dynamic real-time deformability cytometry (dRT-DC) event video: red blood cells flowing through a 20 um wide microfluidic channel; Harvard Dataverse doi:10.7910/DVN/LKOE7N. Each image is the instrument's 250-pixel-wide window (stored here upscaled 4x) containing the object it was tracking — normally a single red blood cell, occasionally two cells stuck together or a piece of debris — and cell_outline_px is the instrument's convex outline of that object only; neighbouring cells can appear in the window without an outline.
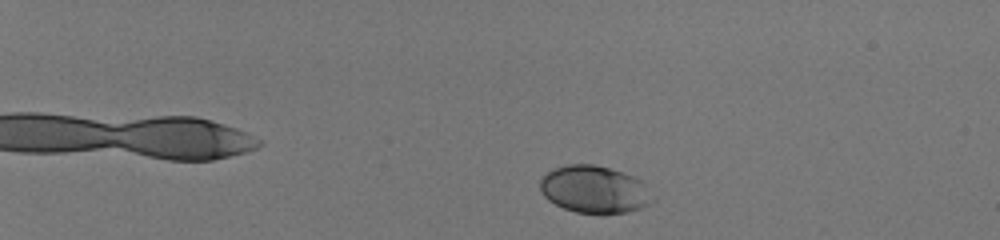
{"species": "human", "species_latin": "Homo sapiens", "temperature_condition": "room temperature", "stored_images_in_passage": 47, "camera_frame_rate_fps": 3000, "um_per_image_px": 0.085, "donor": {"sex": "male"}, "frame": {"image": 1, "passage_image": 4, "time_ms": 1.0, "image_size_px": [1000, 240], "cell_outline_px": [[652, 200], [648, 204], [640, 208], [624, 212], [600, 216], [576, 212], [564, 208], [548, 200], [544, 196], [540, 188], [540, 180], [548, 172], [556, 168], [568, 164], [592, 164], [608, 168], [632, 176], [640, 180]], "centroid_in_image_um": [50.46, 16.13], "position_along_channel_um": 34.5, "area_um2": 30.69}}
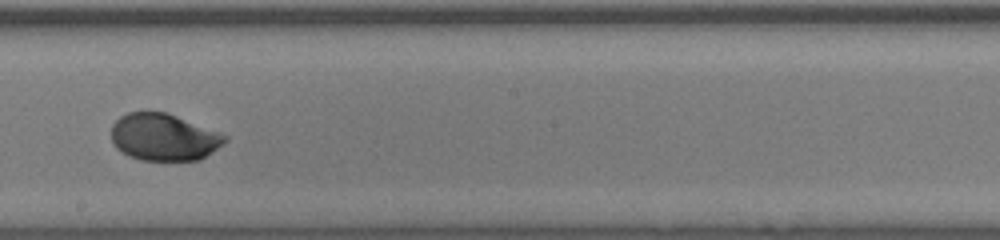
{"frame": {"image": 2, "passage_image": 29, "time_ms": 9.333, "image_size_px": [1000, 240], "cell_outline_px": [[228, 140], [224, 144], [200, 160], [140, 160], [128, 156], [116, 148], [112, 140], [112, 124], [120, 116], [128, 112], [168, 112], [220, 132], [228, 136]], "centroid_in_image_um": [13.94, 11.65], "position_along_channel_um": 234.3, "area_um2": 31.39}}
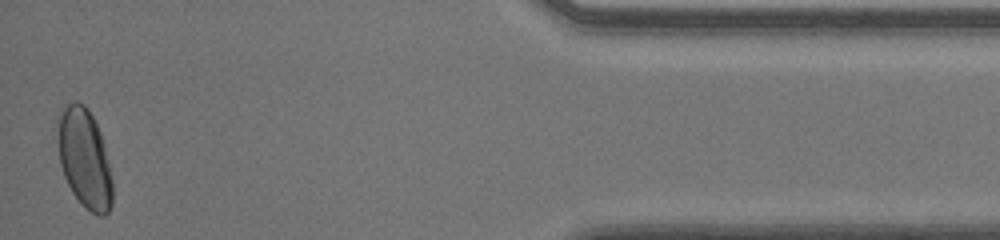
{"frame": {"image": 3, "passage_image": 47, "time_ms": 15.333, "image_size_px": [1000, 240], "cell_outline_px": [[112, 204], [108, 212], [104, 216], [100, 216], [84, 208], [72, 192], [64, 176], [60, 164], [56, 116], [60, 108], [76, 100], [84, 104], [88, 108], [100, 132], [112, 180]], "centroid_in_image_um": [7.15, 13.44], "position_along_channel_um": 428.0, "area_um2": 31.73}, "authors_computed_cell_mechanics": {"area_um2": 31.2698, "velocity_mm_per_s": 4.0196, "shape_relaxation_time_tau1_ms": 3.3439, "shape_relaxation_time_tau2_ms": null, "deformation_change_tau1": 0.1486, "deformation_change_tau2": null}}